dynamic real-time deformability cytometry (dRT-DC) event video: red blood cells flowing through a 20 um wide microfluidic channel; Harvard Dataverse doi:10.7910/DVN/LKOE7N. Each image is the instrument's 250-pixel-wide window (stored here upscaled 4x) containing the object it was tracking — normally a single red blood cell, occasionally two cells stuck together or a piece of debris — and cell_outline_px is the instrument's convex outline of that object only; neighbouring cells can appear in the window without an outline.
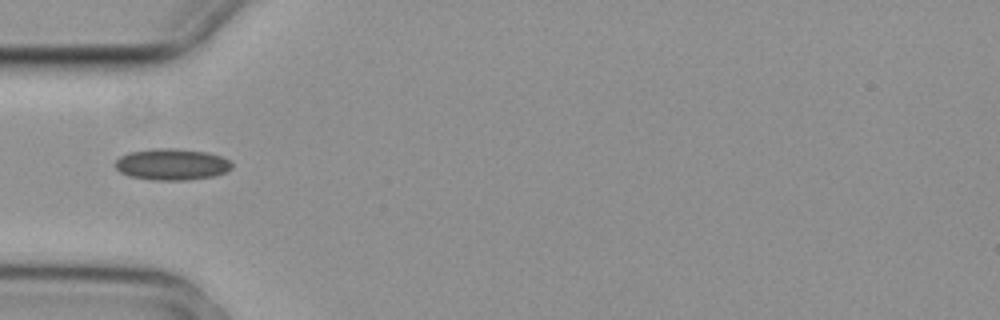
{"species": "common noctule bat (a hibernating species)", "species_latin": "Nyctalus noctula", "temperature_condition": "cold", "stored_images_in_passage": 4, "camera_frame_rate_fps": 3000, "um_per_image_px": 0.085, "animal": {"sex": "female", "body_mass_g": 29.2, "forearm_length_mm": 56.3}, "frame": {"image": 1, "passage_image": 4, "time_ms": 1.0, "image_size_px": [1000, 320], "cell_outline_px": [[232, 168], [224, 172], [212, 176], [188, 180], [152, 180], [128, 176], [120, 172], [116, 168], [116, 160], [120, 156], [128, 152], [156, 148], [172, 148], [208, 152], [220, 156], [228, 160], [232, 164]], "centroid_in_image_um": [14.58, 13.97], "position_along_channel_um": 70.4, "area_um2": 21.33}}